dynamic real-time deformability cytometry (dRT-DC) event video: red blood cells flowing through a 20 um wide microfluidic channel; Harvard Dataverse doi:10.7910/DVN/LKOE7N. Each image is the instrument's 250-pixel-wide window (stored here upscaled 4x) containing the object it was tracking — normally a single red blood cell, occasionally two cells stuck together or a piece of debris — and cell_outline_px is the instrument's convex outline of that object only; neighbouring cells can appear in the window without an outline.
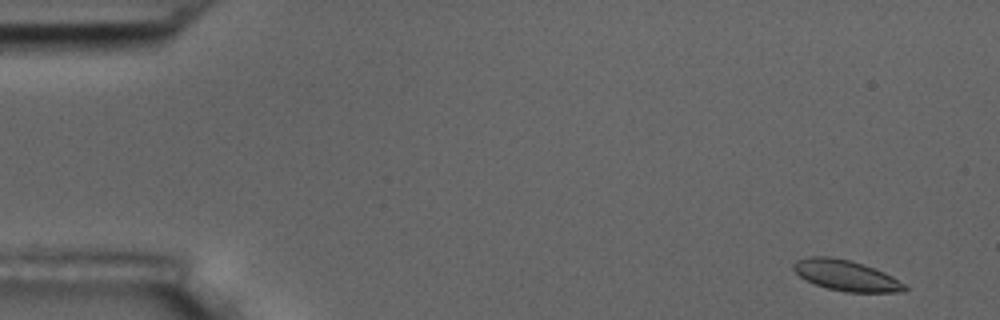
{"species": "common noctule bat (a hibernating species)", "species_latin": "Nyctalus noctula", "temperature_condition": "room temperature", "stored_images_in_passage": 55, "camera_frame_rate_fps": 3000, "um_per_image_px": 0.085, "animal": {"sex": "male", "body_mass_g": 17.5, "forearm_length_mm": 52.3}, "frame": {"image": 1, "passage_image": 2, "time_ms": 0.333, "image_size_px": [1000, 320], "cell_outline_px": [[908, 288], [904, 292], [844, 292], [828, 288], [816, 284], [800, 276], [792, 268], [792, 264], [796, 260], [808, 256], [828, 256], [852, 260], [864, 264], [884, 272], [892, 276], [904, 284]], "centroid_in_image_um": [71.91, 23.4], "position_along_channel_um": 13.1, "area_um2": 19.88}}
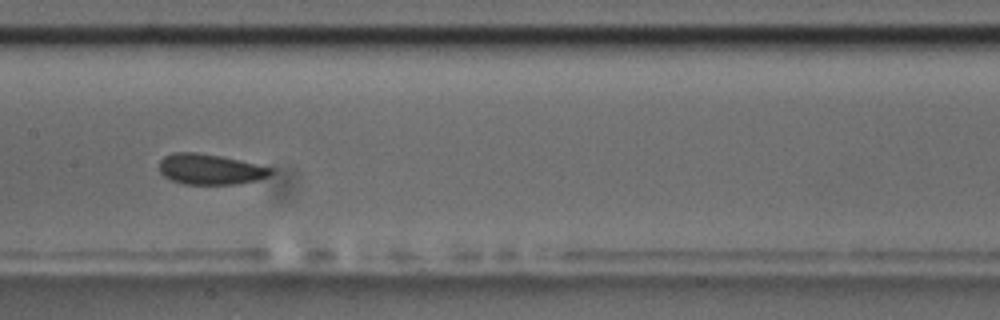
{"frame": {"image": 2, "passage_image": 27, "time_ms": 8.667, "image_size_px": [1000, 320], "cell_outline_px": [[272, 172], [268, 176], [256, 180], [236, 184], [184, 184], [172, 180], [164, 176], [160, 172], [160, 160], [164, 156], [172, 152], [196, 152], [220, 156], [240, 160], [272, 168]], "centroid_in_image_um": [17.83, 14.38], "position_along_channel_um": 189.6, "area_um2": 19.71}}
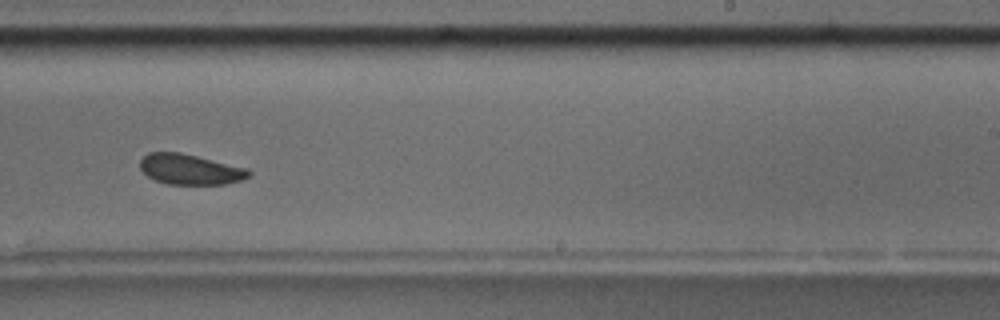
{"frame": {"image": 3, "passage_image": 34, "time_ms": 11.0, "image_size_px": [1000, 320], "cell_outline_px": [[252, 172], [248, 176], [240, 180], [224, 184], [168, 184], [156, 180], [148, 176], [140, 168], [140, 160], [148, 152], [180, 152], [248, 168]], "centroid_in_image_um": [16.15, 14.39], "position_along_channel_um": 272.8, "area_um2": 19.13}, "authors_computed_cell_mechanics": {"area_um2": 19.8254, "velocity_mm_per_s": 3.5822, "shape_relaxation_time_tau1_ms": 5.5841, "shape_relaxation_time_tau2_ms": 7.2982, "deformation_change_tau1": 0.0768, "deformation_change_tau2": 0.0842}}